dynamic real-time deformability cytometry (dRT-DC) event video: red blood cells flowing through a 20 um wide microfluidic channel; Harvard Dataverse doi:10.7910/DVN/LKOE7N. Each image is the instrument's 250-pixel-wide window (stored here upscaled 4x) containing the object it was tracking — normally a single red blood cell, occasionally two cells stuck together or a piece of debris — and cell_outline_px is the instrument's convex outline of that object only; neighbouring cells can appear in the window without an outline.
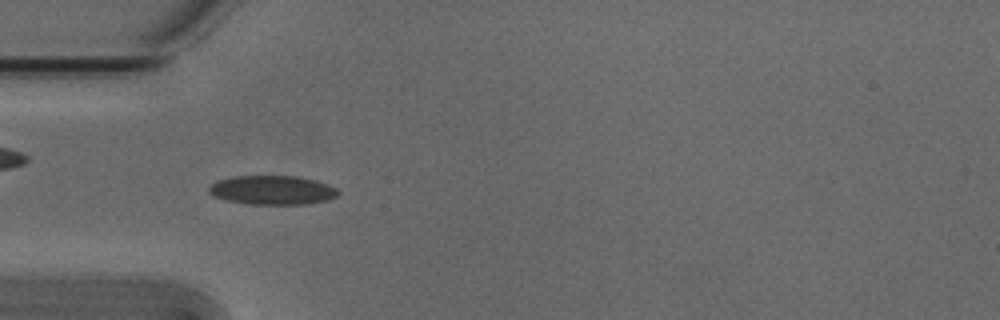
{"species": "Egyptian fruit bat (a non-hibernating species)", "species_latin": "Rousettus aegyptiacus", "temperature_condition": "cold", "stored_images_in_passage": 53, "camera_frame_rate_fps": 3000, "um_per_image_px": 0.085, "animal": {"sex": "male"}, "frame": {"image": 1, "passage_image": 16, "time_ms": 5.0, "image_size_px": [1000, 320], "cell_outline_px": [[340, 192], [336, 196], [328, 200], [308, 204], [248, 204], [224, 200], [208, 192], [208, 188], [216, 180], [232, 176], [296, 176], [316, 180], [328, 184], [336, 188]], "centroid_in_image_um": [23.15, 16.16], "position_along_channel_um": 61.9, "area_um2": 22.02}}
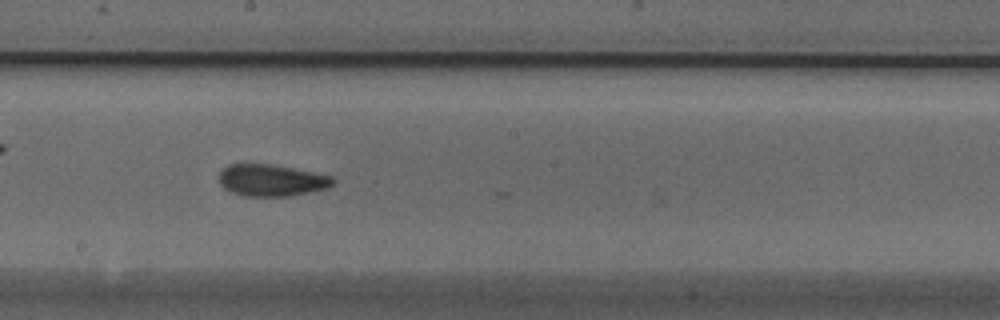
{"frame": {"image": 2, "passage_image": 29, "time_ms": 9.333, "image_size_px": [1000, 320], "cell_outline_px": [[336, 180], [328, 188], [292, 196], [244, 196], [232, 192], [224, 188], [220, 184], [220, 172], [228, 164], [272, 164], [332, 176]], "centroid_in_image_um": [23.09, 15.33], "position_along_channel_um": 225.1, "area_um2": 21.04}}
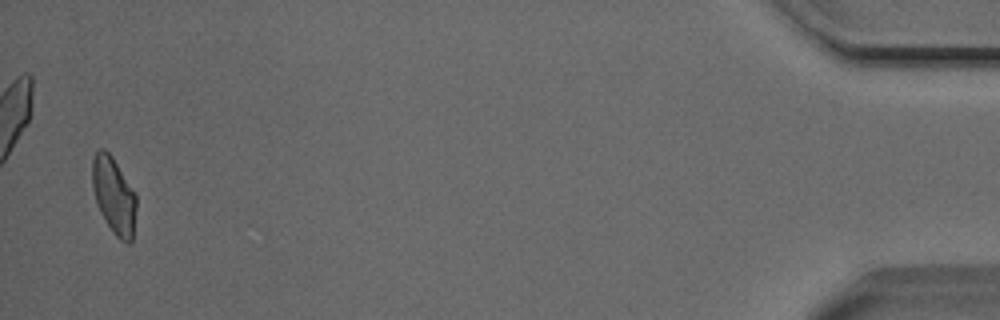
{"frame": {"image": 3, "passage_image": 52, "time_ms": 17.0, "image_size_px": [1000, 320], "cell_outline_px": [[136, 208], [132, 240], [128, 244], [120, 240], [112, 232], [104, 220], [96, 204], [92, 188], [92, 160], [96, 152], [100, 148], [104, 148], [112, 156], [136, 196]], "centroid_in_image_um": [9.65, 16.64], "position_along_channel_um": 425.5, "area_um2": 19.65}, "authors_computed_cell_mechanics": {"area_um2": 20.808, "velocity_mm_per_s": 3.809, "shape_relaxation_time_tau1_ms": 3.8057, "shape_relaxation_time_tau2_ms": 1.7802, "deformation_change_tau1": 0.0969, "deformation_change_tau2": 0.0704}}